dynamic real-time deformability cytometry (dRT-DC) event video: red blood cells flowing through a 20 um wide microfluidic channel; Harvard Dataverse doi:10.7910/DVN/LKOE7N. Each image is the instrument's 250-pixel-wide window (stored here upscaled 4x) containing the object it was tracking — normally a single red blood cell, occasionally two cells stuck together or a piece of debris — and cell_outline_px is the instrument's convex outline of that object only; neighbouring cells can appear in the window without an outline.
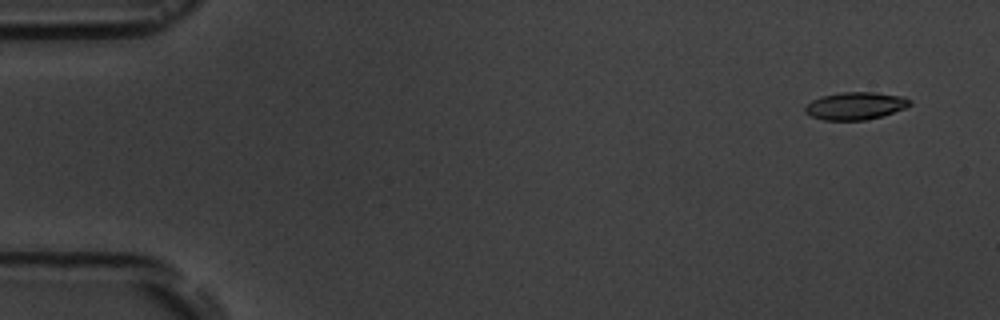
{"species": "common noctule bat (a hibernating species)", "species_latin": "Nyctalus noctula", "temperature_condition": "room temperature", "stored_images_in_passage": 5, "camera_frame_rate_fps": 3000, "um_per_image_px": 0.085, "animal": {"sex": "male", "body_mass_g": 19.5, "forearm_length_mm": 54.6}, "frame": {"image": 1, "passage_image": 2, "time_ms": 1.0, "image_size_px": [1000, 320], "cell_outline_px": [[912, 104], [904, 108], [880, 116], [864, 120], [824, 120], [812, 116], [804, 112], [804, 104], [820, 96], [840, 92], [872, 92], [904, 96], [912, 100]], "centroid_in_image_um": [72.68, 8.98], "position_along_channel_um": 12.3, "area_um2": 16.88}}
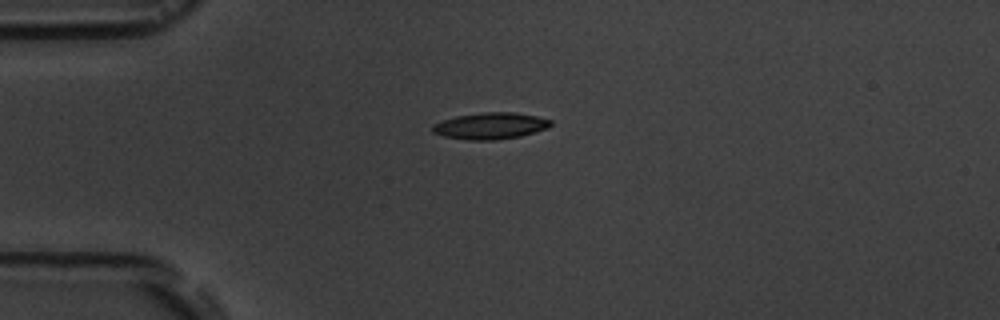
{"frame": {"image": 2, "passage_image": 5, "time_ms": 4.667, "image_size_px": [1000, 320], "cell_outline_px": [[552, 124], [548, 128], [536, 132], [520, 136], [492, 140], [468, 140], [444, 136], [432, 132], [432, 124], [456, 116], [484, 112], [516, 112], [536, 116], [552, 120]], "centroid_in_image_um": [41.7, 10.69], "position_along_channel_um": 43.3, "area_um2": 18.26}}